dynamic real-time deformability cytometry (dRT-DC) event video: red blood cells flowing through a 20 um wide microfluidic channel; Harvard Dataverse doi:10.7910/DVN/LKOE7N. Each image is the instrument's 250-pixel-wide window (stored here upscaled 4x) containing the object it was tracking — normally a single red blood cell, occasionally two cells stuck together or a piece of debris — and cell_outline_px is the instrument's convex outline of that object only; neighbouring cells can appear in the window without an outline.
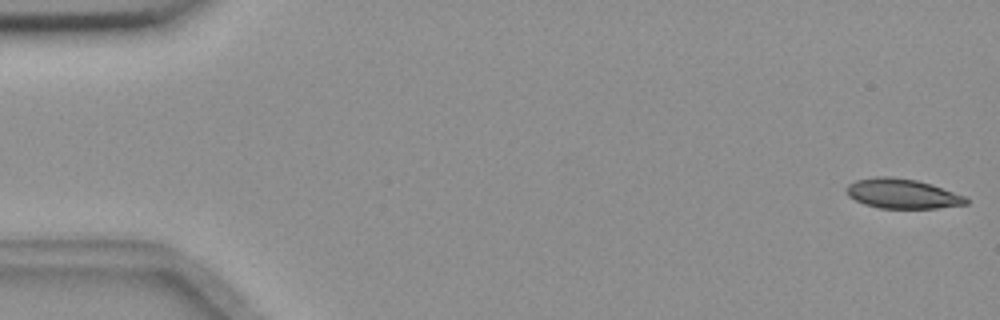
{"species": "common noctule bat (a hibernating species)", "species_latin": "Nyctalus noctula", "temperature_condition": "room temperature", "stored_images_in_passage": 55, "camera_frame_rate_fps": 3000, "um_per_image_px": 0.085, "animal": {"sex": "female", "body_mass_g": 18.4}, "frame": {"image": 1, "passage_image": 1, "time_ms": 0.0, "image_size_px": [1000, 320], "cell_outline_px": [[968, 204], [936, 208], [880, 208], [864, 204], [848, 196], [844, 188], [848, 184], [856, 180], [876, 176], [892, 176], [916, 180], [932, 184], [964, 196], [968, 200]], "centroid_in_image_um": [76.66, 16.45], "position_along_channel_um": 8.3, "area_um2": 20.75}}
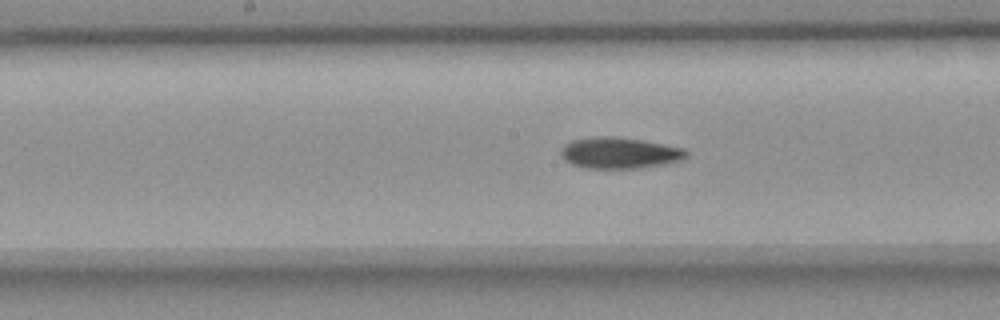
{"frame": {"image": 2, "passage_image": 28, "time_ms": 9.0, "image_size_px": [1000, 320], "cell_outline_px": [[688, 156], [684, 160], [668, 164], [640, 168], [584, 168], [572, 164], [564, 160], [560, 152], [560, 148], [564, 144], [572, 140], [592, 136], [616, 136], [644, 140], [684, 148], [688, 152]], "centroid_in_image_um": [52.68, 12.99], "position_along_channel_um": 195.5, "area_um2": 23.29}}
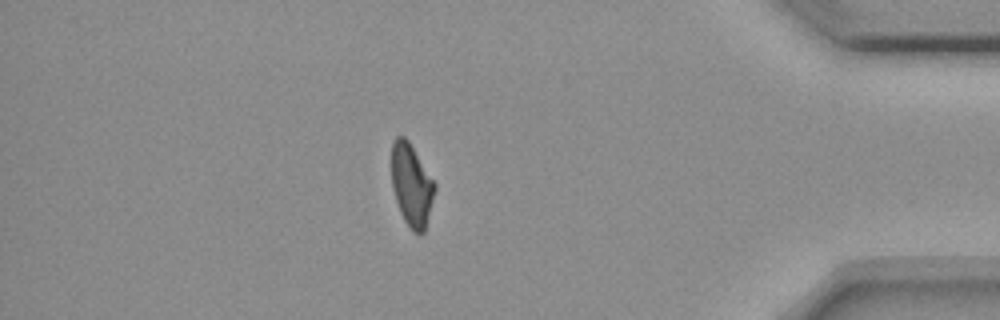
{"frame": {"image": 3, "passage_image": 48, "time_ms": 15.667, "image_size_px": [1000, 320], "cell_outline_px": [[436, 188], [424, 232], [420, 236], [412, 232], [404, 220], [400, 212], [392, 188], [392, 144], [396, 136], [404, 136], [408, 140], [436, 184]], "centroid_in_image_um": [34.98, 15.76], "position_along_channel_um": 400.2, "area_um2": 20.69}, "authors_computed_cell_mechanics": {"area_um2": 21.9062, "velocity_mm_per_s": 3.6566, "shape_relaxation_time_tau1_ms": 7.5975, "shape_relaxation_time_tau2_ms": 8.6937, "deformation_change_tau1": 0.1685, "deformation_change_tau2": 0.1615}}